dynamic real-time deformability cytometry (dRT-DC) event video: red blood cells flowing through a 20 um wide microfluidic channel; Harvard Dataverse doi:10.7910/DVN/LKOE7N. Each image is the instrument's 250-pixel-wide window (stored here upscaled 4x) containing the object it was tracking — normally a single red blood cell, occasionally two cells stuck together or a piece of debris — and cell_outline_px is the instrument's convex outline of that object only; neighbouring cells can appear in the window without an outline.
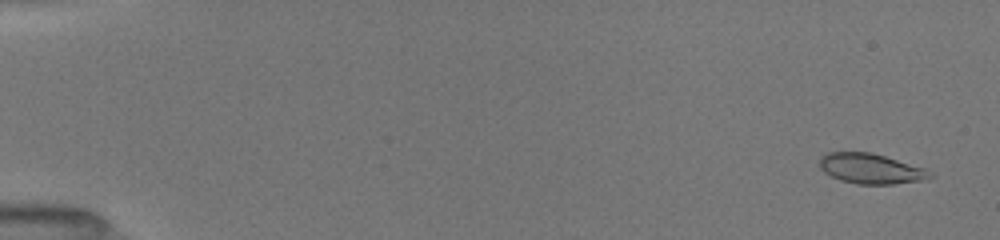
{"species": "common noctule bat (a hibernating species)", "species_latin": "Nyctalus noctula", "temperature_condition": "room temperature", "stored_images_in_passage": 24, "camera_frame_rate_fps": 3000, "um_per_image_px": 0.085, "animal": {"sex": "female", "body_mass_g": 19.5, "forearm_length_mm": 54.1}, "frame": {"image": 1, "passage_image": 4, "time_ms": 0.667, "image_size_px": [1000, 240], "cell_outline_px": [[936, 176], [924, 180], [892, 184], [856, 184], [840, 180], [824, 172], [820, 168], [820, 156], [828, 152], [872, 152], [924, 168], [932, 172]], "centroid_in_image_um": [74.03, 14.34], "position_along_channel_um": 11.0, "area_um2": 19.48}}
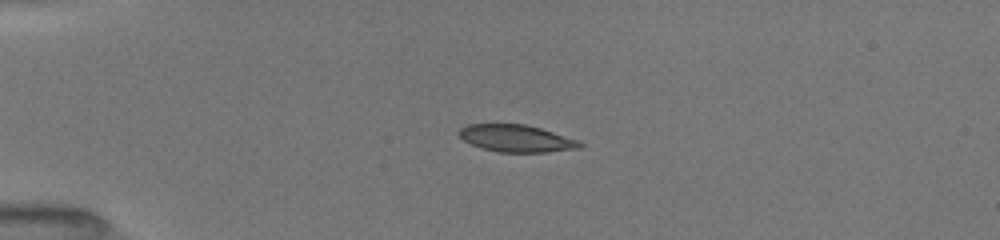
{"frame": {"image": 2, "passage_image": 18, "time_ms": 4.333, "image_size_px": [1000, 240], "cell_outline_px": [[584, 144], [580, 148], [548, 152], [500, 152], [480, 148], [464, 140], [456, 132], [460, 128], [468, 124], [524, 124], [540, 128], [580, 140]], "centroid_in_image_um": [43.9, 11.76], "position_along_channel_um": 41.1, "area_um2": 19.19}}